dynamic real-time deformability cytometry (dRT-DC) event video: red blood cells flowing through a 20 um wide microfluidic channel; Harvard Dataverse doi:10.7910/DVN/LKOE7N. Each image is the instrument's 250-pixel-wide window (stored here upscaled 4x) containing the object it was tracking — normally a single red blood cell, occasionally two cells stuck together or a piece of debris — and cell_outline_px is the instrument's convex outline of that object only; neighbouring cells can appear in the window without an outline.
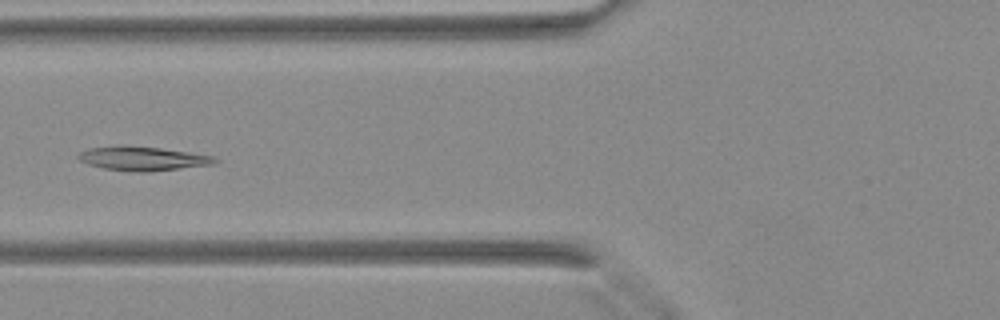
{"species": "Egyptian fruit bat (a non-hibernating species)", "species_latin": "Rousettus aegyptiacus", "temperature_condition": "warm", "stored_images_in_passage": 36, "camera_frame_rate_fps": 3000, "um_per_image_px": 0.085, "animal": {"sex": "female"}, "frame": {"image": 1, "passage_image": 11, "time_ms": 3.333, "image_size_px": [1000, 320], "cell_outline_px": [[220, 160], [212, 164], [148, 172], [136, 172], [104, 168], [88, 164], [80, 160], [76, 156], [80, 152], [88, 148], [120, 144], [160, 148], [212, 156]], "centroid_in_image_um": [12.06, 13.46], "position_along_channel_um": 113.7, "area_um2": 19.07}}
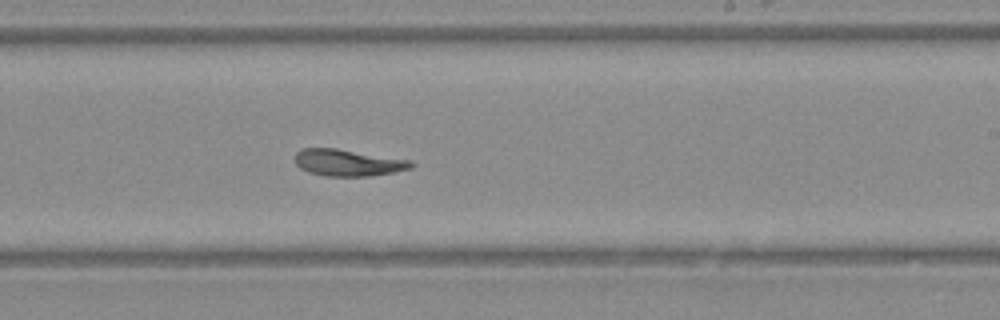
{"frame": {"image": 2, "passage_image": 20, "time_ms": 6.333, "image_size_px": [1000, 320], "cell_outline_px": [[416, 164], [412, 168], [392, 172], [368, 176], [324, 176], [308, 172], [300, 168], [296, 164], [296, 152], [304, 148], [336, 148], [412, 160]], "centroid_in_image_um": [29.6, 13.82], "position_along_channel_um": 259.4, "area_um2": 18.09}}
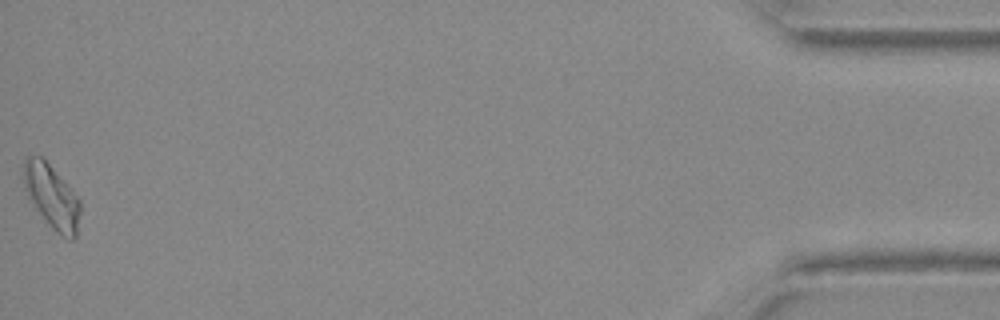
{"frame": {"image": 3, "passage_image": 36, "time_ms": 11.667, "image_size_px": [1000, 320], "cell_outline_px": [[80, 212], [76, 236], [72, 240], [56, 232], [52, 228], [36, 208], [28, 196], [24, 184], [24, 160], [28, 156], [44, 156], [80, 200]], "centroid_in_image_um": [4.41, 16.67], "position_along_channel_um": 430.8, "area_um2": 20.75}}